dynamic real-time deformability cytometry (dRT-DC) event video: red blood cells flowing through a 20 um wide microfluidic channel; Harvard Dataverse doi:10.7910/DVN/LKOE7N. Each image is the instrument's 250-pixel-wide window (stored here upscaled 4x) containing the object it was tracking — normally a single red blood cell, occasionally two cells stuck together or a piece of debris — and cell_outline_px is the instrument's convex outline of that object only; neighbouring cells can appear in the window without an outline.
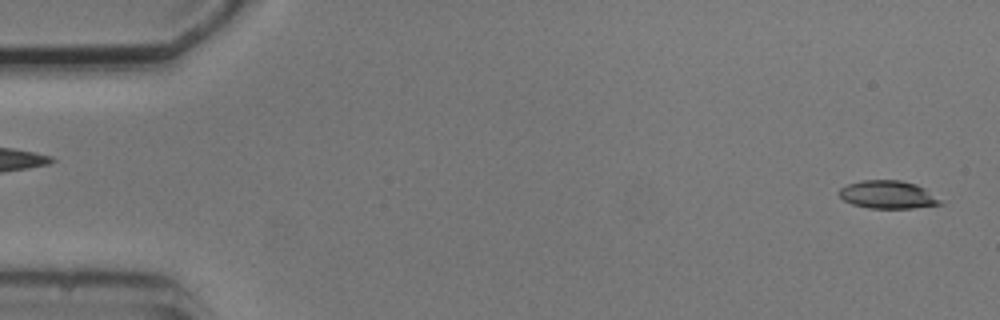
{"species": "common noctule bat (a hibernating species)", "species_latin": "Nyctalus noctula", "temperature_condition": "cold", "stored_images_in_passage": 4, "segment_of_instrument_passage": [2, 2], "camera_frame_rate_fps": 3000, "um_per_image_px": 0.085, "animal": {"sex": "male", "body_mass_g": 20.5, "forearm_length_mm": 52.5}, "frame": {"image": 1, "passage_image": 4, "time_ms": 4.667, "image_size_px": [1000, 320], "cell_outline_px": [[944, 204], [912, 208], [868, 208], [852, 204], [844, 200], [836, 192], [840, 188], [848, 184], [860, 180], [900, 180], [916, 184], [924, 188], [940, 200]], "centroid_in_image_um": [75.43, 16.54], "position_along_channel_um": 9.6, "area_um2": 16.47}}